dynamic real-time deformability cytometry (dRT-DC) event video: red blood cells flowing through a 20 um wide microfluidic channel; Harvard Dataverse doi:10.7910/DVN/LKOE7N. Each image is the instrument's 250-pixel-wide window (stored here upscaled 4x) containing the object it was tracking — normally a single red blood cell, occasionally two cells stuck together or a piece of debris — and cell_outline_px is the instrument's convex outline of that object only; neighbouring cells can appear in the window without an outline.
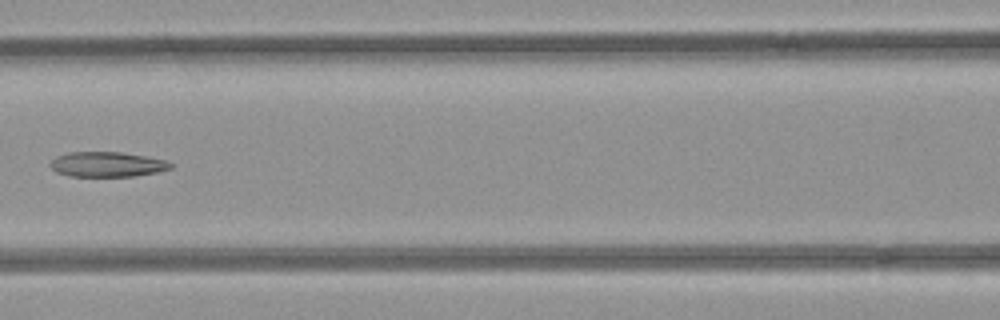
{"species": "common noctule bat (a hibernating species)", "species_latin": "Nyctalus noctula", "temperature_condition": "room temperature", "stored_images_in_passage": 7, "camera_frame_rate_fps": 3000, "um_per_image_px": 0.085, "animal": {"sex": "female", "body_mass_g": 21.9}, "frame": {"image": 1, "passage_image": 7, "time_ms": 2.0, "image_size_px": [1000, 320], "cell_outline_px": [[176, 164], [172, 168], [156, 172], [136, 176], [68, 176], [56, 172], [48, 164], [56, 156], [68, 152], [120, 152], [144, 156], [164, 160]], "centroid_in_image_um": [9.1, 13.97], "position_along_channel_um": 157.5, "area_um2": 17.57}}